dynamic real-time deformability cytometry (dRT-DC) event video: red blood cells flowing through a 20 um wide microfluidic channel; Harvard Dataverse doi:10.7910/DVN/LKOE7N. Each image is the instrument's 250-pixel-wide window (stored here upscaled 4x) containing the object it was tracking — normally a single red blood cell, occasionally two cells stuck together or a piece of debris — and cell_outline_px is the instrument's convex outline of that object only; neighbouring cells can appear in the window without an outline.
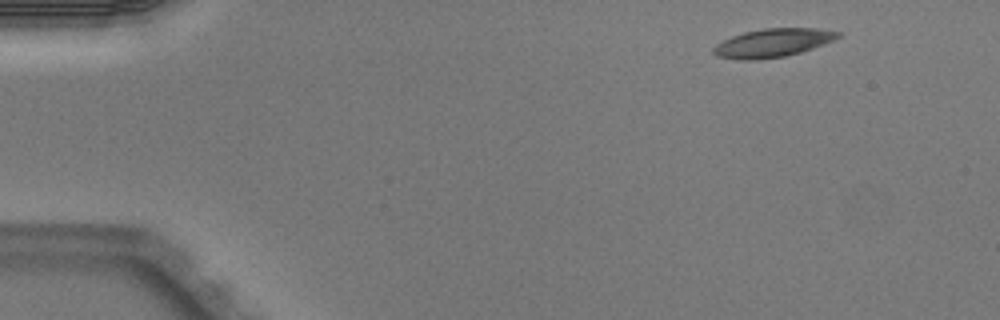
{"species": "Egyptian fruit bat (a non-hibernating species)", "species_latin": "Rousettus aegyptiacus", "temperature_condition": "warm", "stored_images_in_passage": 4, "camera_frame_rate_fps": 3000, "um_per_image_px": 0.085, "animal": {"sex": "male"}, "frame": {"image": 1, "passage_image": 1, "time_ms": 0.0, "image_size_px": [1000, 320], "cell_outline_px": [[840, 36], [832, 40], [812, 48], [800, 52], [784, 56], [756, 60], [740, 60], [716, 56], [712, 52], [712, 48], [716, 44], [732, 36], [744, 32], [764, 28], [816, 28], [840, 32]], "centroid_in_image_um": [65.63, 3.64], "position_along_channel_um": 19.4, "area_um2": 20.46}}
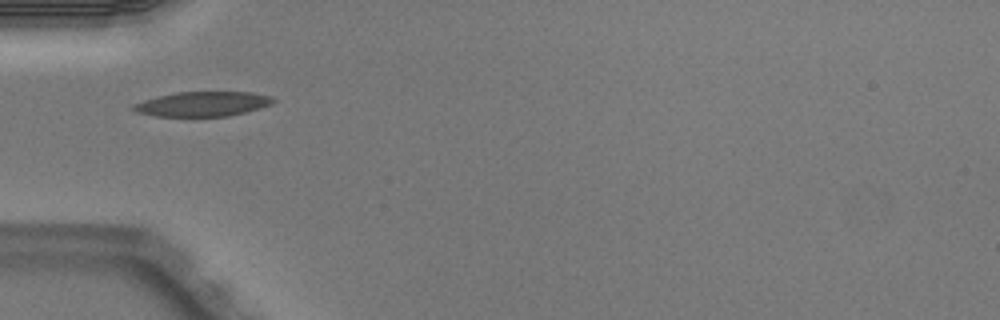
{"frame": {"image": 2, "passage_image": 4, "time_ms": 1.0, "image_size_px": [1000, 320], "cell_outline_px": [[276, 100], [272, 104], [260, 108], [228, 116], [156, 116], [136, 112], [128, 108], [132, 104], [144, 100], [160, 96], [180, 92], [252, 92], [272, 96]], "centroid_in_image_um": [17.22, 8.84], "position_along_channel_um": 67.8, "area_um2": 20.11}}